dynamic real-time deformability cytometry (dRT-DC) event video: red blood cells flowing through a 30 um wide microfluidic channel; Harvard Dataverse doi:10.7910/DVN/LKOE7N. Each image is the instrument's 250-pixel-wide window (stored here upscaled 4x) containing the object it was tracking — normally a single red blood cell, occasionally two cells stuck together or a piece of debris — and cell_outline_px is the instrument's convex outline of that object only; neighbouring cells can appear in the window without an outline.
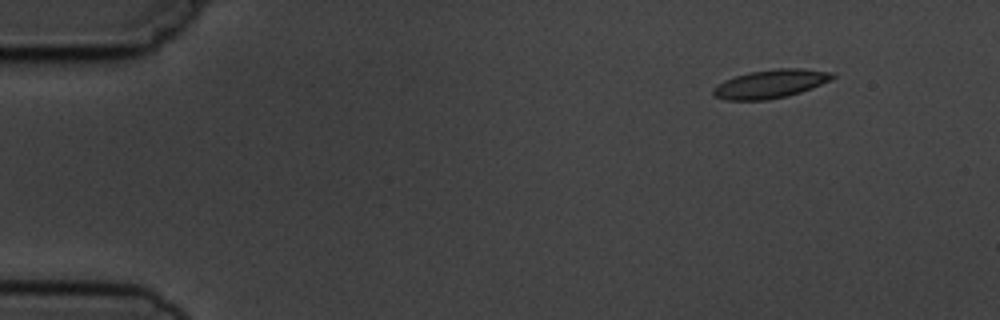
{"species": "common noctule bat (a hibernating species)", "species_latin": "Nyctalus noctula", "temperature_condition": "cold", "stored_images_in_passage": 5, "camera_frame_rate_fps": 3000, "um_per_image_px": 0.085, "animal": {"sex": "male", "body_mass_g": 19.5, "forearm_length_mm": 54.6}, "frame": {"image": 1, "passage_image": 1, "time_ms": 0.0, "image_size_px": [1000, 320], "cell_outline_px": [[836, 76], [820, 84], [800, 92], [788, 96], [768, 100], [728, 100], [712, 96], [712, 88], [724, 80], [736, 76], [752, 72], [776, 68], [800, 68], [832, 72]], "centroid_in_image_um": [65.45, 7.13], "position_along_channel_um": 19.6, "area_um2": 19.65}}
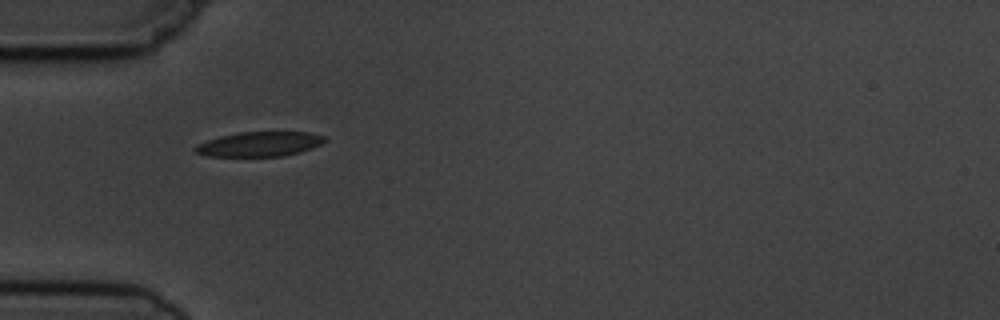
{"frame": {"image": 2, "passage_image": 4, "time_ms": 3.667, "image_size_px": [1000, 320], "cell_outline_px": [[328, 140], [312, 148], [300, 152], [284, 156], [208, 156], [196, 152], [192, 148], [196, 144], [220, 136], [236, 132], [308, 132], [324, 136]], "centroid_in_image_um": [22.05, 12.24], "position_along_channel_um": 62.9, "area_um2": 18.67}}
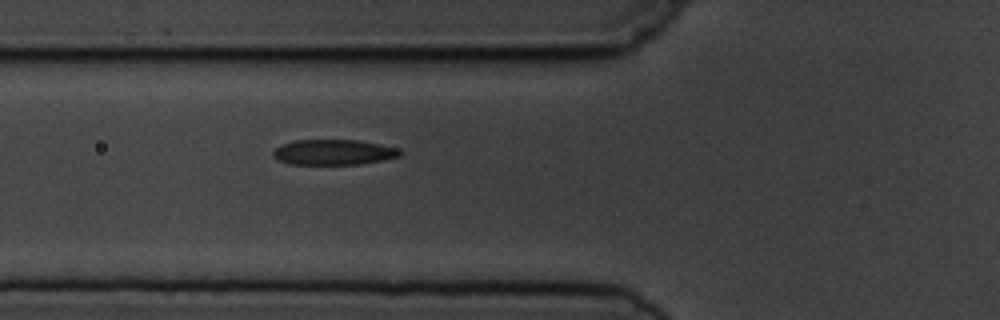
{"frame": {"image": 3, "passage_image": 5, "time_ms": 4.667, "image_size_px": [1000, 320], "cell_outline_px": [[404, 152], [400, 156], [384, 160], [360, 164], [288, 164], [276, 160], [272, 156], [272, 152], [276, 148], [284, 144], [296, 140], [356, 140], [380, 144], [400, 148]], "centroid_in_image_um": [28.38, 12.94], "position_along_channel_um": 97.4, "area_um2": 18.9}}